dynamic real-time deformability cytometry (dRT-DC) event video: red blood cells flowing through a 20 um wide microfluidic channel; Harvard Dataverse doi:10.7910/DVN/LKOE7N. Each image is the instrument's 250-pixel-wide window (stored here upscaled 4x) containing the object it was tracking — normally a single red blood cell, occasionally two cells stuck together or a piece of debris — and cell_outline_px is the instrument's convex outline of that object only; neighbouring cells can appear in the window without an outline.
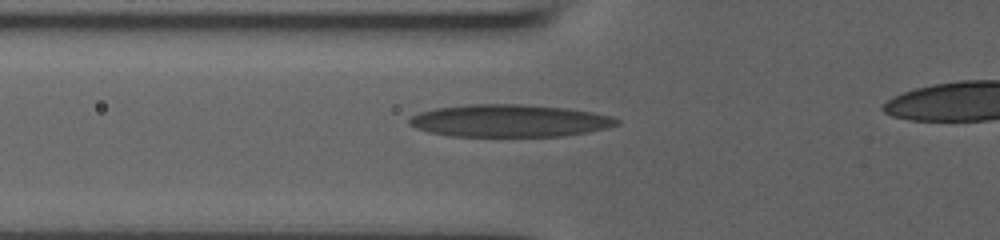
{"species": "human", "species_latin": "Homo sapiens", "temperature_condition": "room temperature", "stored_images_in_passage": 5, "camera_frame_rate_fps": 3000, "um_per_image_px": 0.085, "donor": {"sex": "male"}, "frame": {"image": 1, "passage_image": 5, "time_ms": 4.0, "image_size_px": [1000, 240], "cell_outline_px": [[620, 124], [588, 132], [564, 136], [448, 136], [428, 132], [416, 128], [408, 124], [408, 120], [412, 116], [420, 112], [436, 108], [468, 104], [520, 104], [564, 108], [592, 112], [612, 116], [620, 120]], "centroid_in_image_um": [43.29, 10.26], "position_along_channel_um": 82.5, "area_um2": 39.19}}